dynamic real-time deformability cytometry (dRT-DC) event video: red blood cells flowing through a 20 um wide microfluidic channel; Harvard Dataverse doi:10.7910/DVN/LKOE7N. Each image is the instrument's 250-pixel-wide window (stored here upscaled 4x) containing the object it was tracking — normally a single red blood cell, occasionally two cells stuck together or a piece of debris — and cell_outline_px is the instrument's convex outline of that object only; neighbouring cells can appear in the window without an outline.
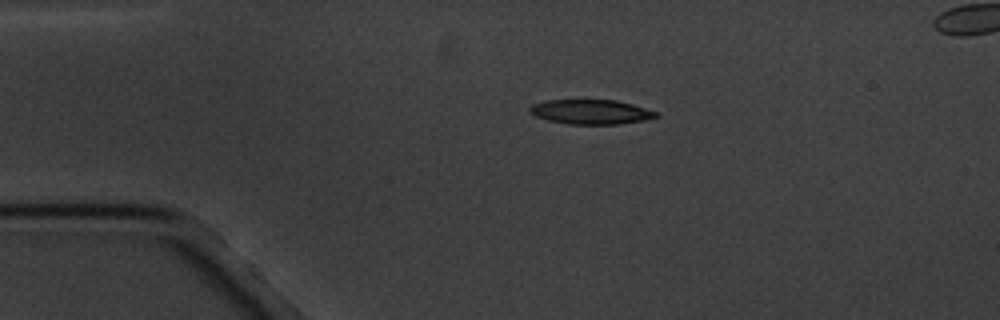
{"species": "common noctule bat (a hibernating species)", "species_latin": "Nyctalus noctula", "temperature_condition": "cold", "stored_images_in_passage": 3, "segment_of_instrument_passage": [1, 2], "camera_frame_rate_fps": 3000, "um_per_image_px": 0.085, "animal": {"sex": "male", "body_mass_g": 20.1, "forearm_length_mm": 53.5}, "frame": {"image": 1, "passage_image": 1, "time_ms": 0.0, "image_size_px": [1000, 320], "cell_outline_px": [[660, 116], [644, 120], [620, 124], [568, 124], [548, 120], [536, 116], [528, 112], [528, 108], [532, 104], [544, 100], [616, 100], [632, 104], [656, 112]], "centroid_in_image_um": [50.18, 9.51], "position_along_channel_um": 34.8, "area_um2": 18.09}}